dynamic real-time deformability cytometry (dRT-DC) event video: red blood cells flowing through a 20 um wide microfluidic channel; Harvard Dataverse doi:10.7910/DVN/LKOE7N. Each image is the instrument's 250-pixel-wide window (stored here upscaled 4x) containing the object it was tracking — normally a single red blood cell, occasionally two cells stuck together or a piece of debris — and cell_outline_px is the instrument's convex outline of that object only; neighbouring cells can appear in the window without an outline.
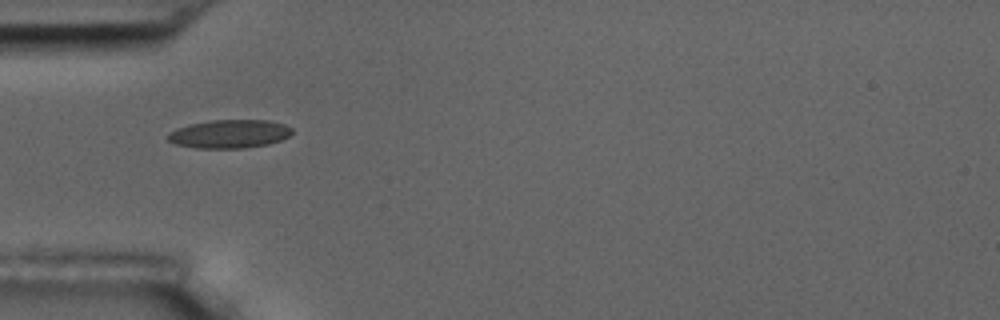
{"species": "common noctule bat (a hibernating species)", "species_latin": "Nyctalus noctula", "temperature_condition": "room temperature", "stored_images_in_passage": 11, "camera_frame_rate_fps": 3000, "um_per_image_px": 0.085, "animal": {"sex": "male", "body_mass_g": 17.5, "forearm_length_mm": 52.3}, "frame": {"image": 1, "passage_image": 1, "time_ms": 0.0, "image_size_px": [1000, 320], "cell_outline_px": [[292, 132], [288, 136], [280, 140], [268, 144], [244, 148], [196, 148], [176, 144], [168, 140], [168, 132], [176, 128], [188, 124], [208, 120], [268, 120], [284, 124], [292, 128]], "centroid_in_image_um": [19.48, 11.37], "position_along_channel_um": 65.5, "area_um2": 20.63}}
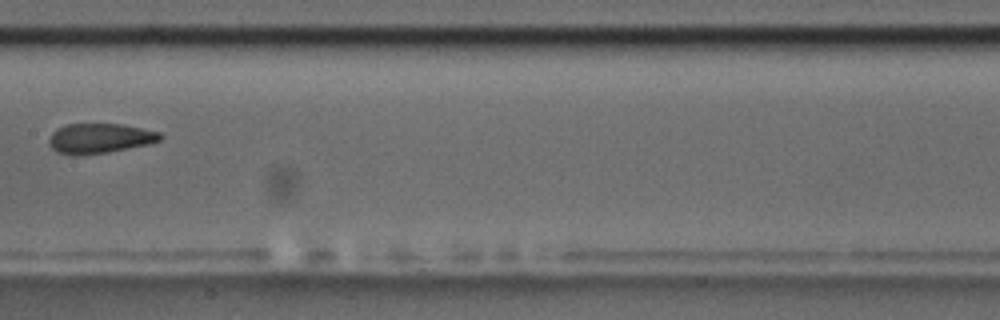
{"frame": {"image": 2, "passage_image": 4, "time_ms": 3.667, "image_size_px": [1000, 320], "cell_outline_px": [[164, 136], [160, 140], [148, 144], [108, 152], [76, 156], [68, 156], [56, 152], [48, 144], [48, 140], [52, 132], [56, 128], [68, 124], [124, 124], [160, 132]], "centroid_in_image_um": [8.44, 11.77], "position_along_channel_um": 199.0, "area_um2": 19.65}}
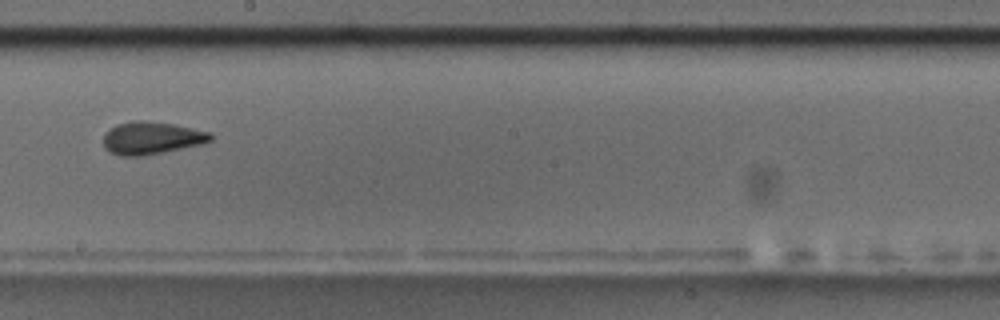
{"frame": {"image": 3, "passage_image": 5, "time_ms": 4.667, "image_size_px": [1000, 320], "cell_outline_px": [[212, 140], [200, 144], [140, 156], [120, 156], [108, 152], [104, 148], [104, 132], [116, 124], [132, 120], [148, 120], [172, 124], [212, 132]], "centroid_in_image_um": [12.83, 11.71], "position_along_channel_um": 235.4, "area_um2": 20.35}, "authors_computed_cell_mechanics": {"area_um2": 19.9988, "velocity_mm_per_s": 3.6528, "shape_relaxation_time_tau1_ms": 5.4566, "shape_relaxation_time_tau2_ms": 1.2442, "deformation_change_tau1": 0.1269, "deformation_change_tau2": 0.0647}}